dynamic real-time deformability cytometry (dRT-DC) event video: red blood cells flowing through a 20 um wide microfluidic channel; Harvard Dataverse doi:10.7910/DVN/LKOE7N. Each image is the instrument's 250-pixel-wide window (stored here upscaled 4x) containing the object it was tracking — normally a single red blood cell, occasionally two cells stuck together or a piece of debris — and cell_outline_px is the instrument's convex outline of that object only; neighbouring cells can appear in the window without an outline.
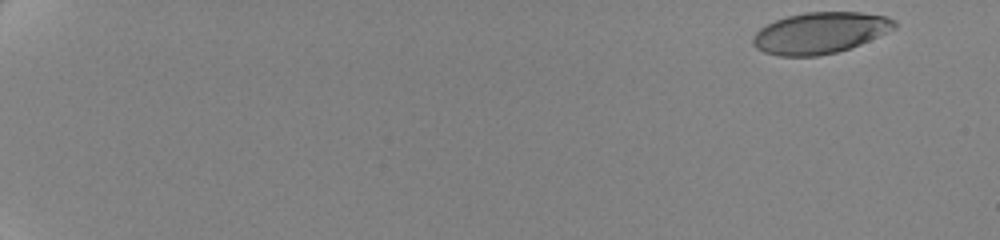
{"species": "human", "species_latin": "Homo sapiens", "temperature_condition": "cold", "stored_images_in_passage": 63, "camera_frame_rate_fps": 3000, "um_per_image_px": 0.085, "donor": {"sex": "female"}, "frame": {"image": 1, "passage_image": 1, "time_ms": 0.0, "image_size_px": [1000, 240], "cell_outline_px": [[896, 28], [860, 44], [836, 52], [816, 56], [780, 56], [764, 52], [756, 48], [752, 44], [752, 36], [760, 28], [776, 20], [788, 16], [804, 12], [860, 12], [884, 16], [896, 20]], "centroid_in_image_um": [69.69, 2.79], "position_along_channel_um": 15.3, "area_um2": 33.87}}
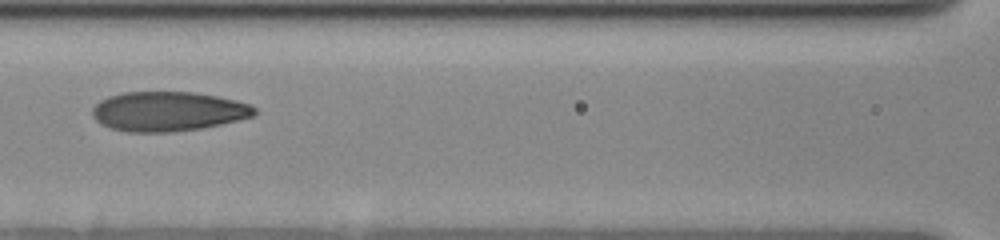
{"frame": {"image": 2, "passage_image": 37, "time_ms": 9.333, "image_size_px": [1000, 240], "cell_outline_px": [[256, 116], [220, 124], [200, 128], [172, 132], [128, 132], [112, 128], [100, 124], [92, 116], [92, 108], [100, 100], [108, 96], [124, 92], [196, 92], [236, 100], [252, 104], [256, 108]], "centroid_in_image_um": [14.29, 9.46], "position_along_channel_um": 152.3, "area_um2": 37.57}}
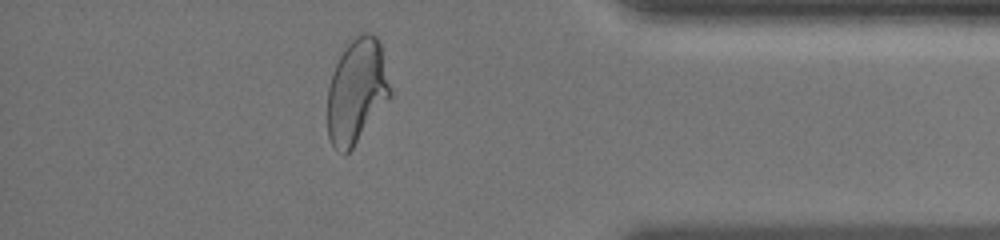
{"frame": {"image": 3, "passage_image": 58, "time_ms": 17.0, "image_size_px": [1000, 240], "cell_outline_px": [[392, 96], [352, 148], [344, 156], [332, 144], [328, 136], [328, 88], [332, 72], [344, 48], [360, 32], [372, 32], [380, 40], [392, 92]], "centroid_in_image_um": [30.34, 7.72], "position_along_channel_um": 404.9, "area_um2": 38.38}, "authors_computed_cell_mechanics": {"area_um2": 36.6452, "velocity_mm_per_s": 3.506, "shape_relaxation_time_tau1_ms": 5.5877, "shape_relaxation_time_tau2_ms": 1.2563, "deformation_change_tau1": 0.197, "deformation_change_tau2": 0.077}}